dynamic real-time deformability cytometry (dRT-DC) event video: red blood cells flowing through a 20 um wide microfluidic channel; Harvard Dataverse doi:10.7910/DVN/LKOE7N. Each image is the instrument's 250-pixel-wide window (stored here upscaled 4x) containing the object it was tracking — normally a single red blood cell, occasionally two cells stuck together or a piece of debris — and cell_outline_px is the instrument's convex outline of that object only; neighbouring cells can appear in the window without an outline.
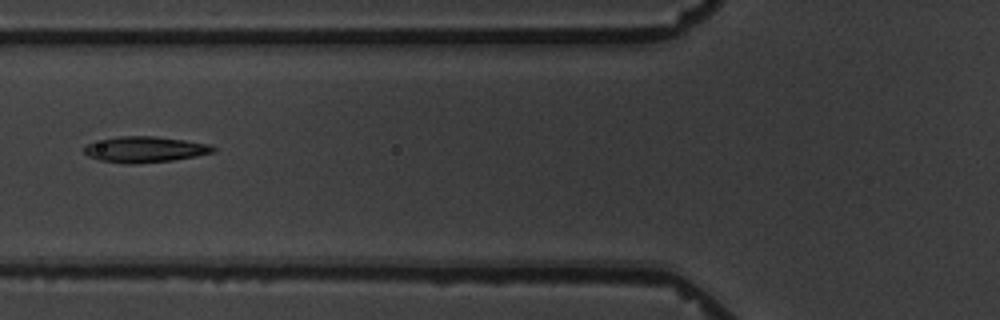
{"species": "common noctule bat (a hibernating species)", "species_latin": "Nyctalus noctula", "temperature_condition": "warm", "stored_images_in_passage": 8, "camera_frame_rate_fps": 3000, "um_per_image_px": 0.085, "animal": {"sex": "male", "body_mass_g": 19.5, "forearm_length_mm": 54.6}, "frame": {"image": 1, "passage_image": 3, "time_ms": 2.333, "image_size_px": [1000, 320], "cell_outline_px": [[216, 152], [196, 156], [172, 160], [132, 164], [124, 164], [100, 160], [88, 156], [84, 152], [84, 148], [88, 144], [120, 136], [156, 136], [184, 140], [208, 144], [216, 148]], "centroid_in_image_um": [12.35, 12.71], "position_along_channel_um": 113.4, "area_um2": 19.25}}
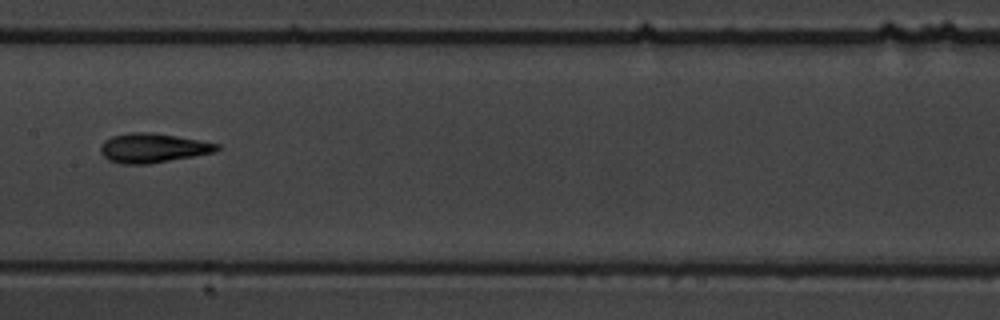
{"frame": {"image": 2, "passage_image": 5, "time_ms": 4.667, "image_size_px": [1000, 320], "cell_outline_px": [[220, 148], [216, 152], [148, 164], [120, 164], [108, 160], [100, 152], [100, 144], [104, 140], [112, 136], [128, 132], [152, 132], [176, 136], [220, 144]], "centroid_in_image_um": [12.96, 12.58], "position_along_channel_um": 194.4, "area_um2": 20.0}}
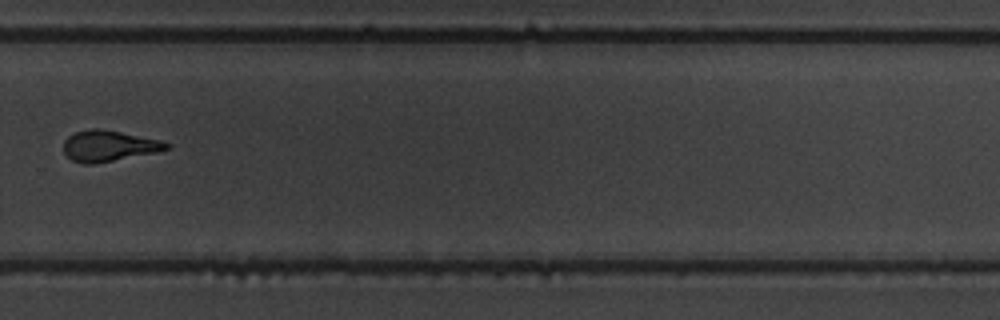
{"frame": {"image": 3, "passage_image": 8, "time_ms": 8.333, "image_size_px": [1000, 320], "cell_outline_px": [[172, 148], [156, 152], [92, 164], [84, 164], [72, 160], [64, 152], [64, 140], [68, 136], [76, 132], [92, 128], [100, 128], [160, 140], [172, 144]], "centroid_in_image_um": [9.26, 12.39], "position_along_channel_um": 320.5, "area_um2": 18.38}}